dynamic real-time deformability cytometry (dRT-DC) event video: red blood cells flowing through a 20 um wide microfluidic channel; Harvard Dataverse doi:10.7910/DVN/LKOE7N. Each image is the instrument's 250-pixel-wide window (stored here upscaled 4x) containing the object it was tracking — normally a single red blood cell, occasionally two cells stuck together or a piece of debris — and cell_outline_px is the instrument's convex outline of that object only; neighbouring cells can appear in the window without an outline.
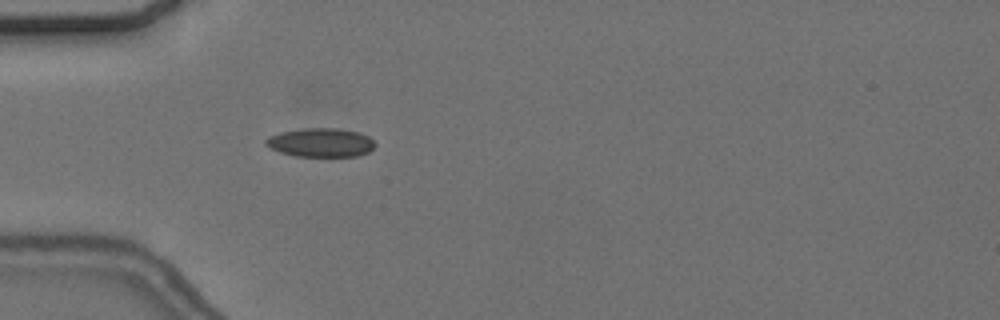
{"species": "common noctule bat (a hibernating species)", "species_latin": "Nyctalus noctula", "temperature_condition": "cold", "stored_images_in_passage": 34, "camera_frame_rate_fps": 3000, "um_per_image_px": 0.085, "animal": {"sex": "female", "body_mass_g": 24.6, "forearm_length_mm": 56.2}, "frame": {"image": 1, "passage_image": 10, "time_ms": 3.0, "image_size_px": [1000, 320], "cell_outline_px": [[376, 144], [368, 152], [356, 156], [296, 156], [280, 152], [264, 144], [264, 140], [268, 136], [280, 132], [304, 128], [340, 128], [360, 132], [368, 136]], "centroid_in_image_um": [27.25, 12.1], "position_along_channel_um": 57.7, "area_um2": 18.38}}
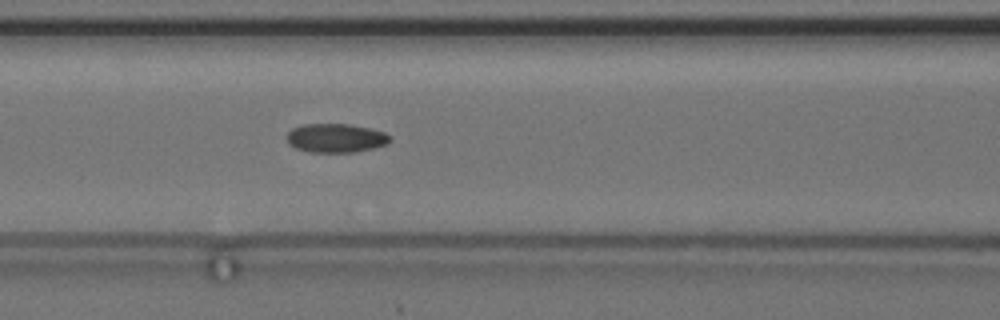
{"frame": {"image": 2, "passage_image": 17, "time_ms": 5.333, "image_size_px": [1000, 320], "cell_outline_px": [[392, 140], [388, 144], [356, 152], [308, 152], [296, 148], [288, 144], [288, 132], [292, 128], [304, 124], [348, 124], [372, 128], [384, 132], [392, 136]], "centroid_in_image_um": [28.58, 11.73], "position_along_channel_um": 138.0, "area_um2": 17.51}}
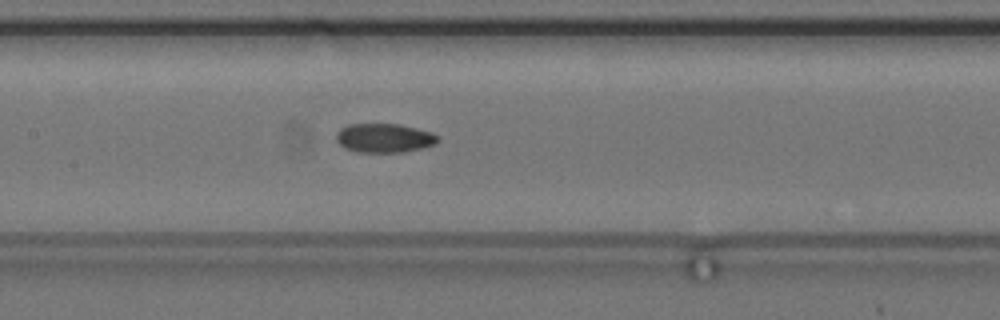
{"frame": {"image": 3, "passage_image": 20, "time_ms": 6.333, "image_size_px": [1000, 320], "cell_outline_px": [[440, 140], [436, 144], [404, 152], [356, 152], [344, 148], [336, 140], [336, 132], [340, 128], [348, 124], [400, 124], [432, 132], [440, 136]], "centroid_in_image_um": [32.67, 11.73], "position_along_channel_um": 174.7, "area_um2": 17.4}}